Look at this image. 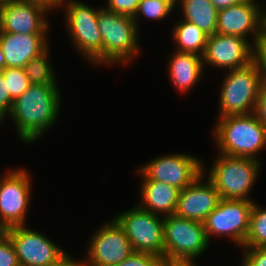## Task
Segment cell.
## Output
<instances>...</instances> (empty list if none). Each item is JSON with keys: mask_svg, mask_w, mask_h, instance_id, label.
Wrapping results in <instances>:
<instances>
[{"mask_svg": "<svg viewBox=\"0 0 266 266\" xmlns=\"http://www.w3.org/2000/svg\"><path fill=\"white\" fill-rule=\"evenodd\" d=\"M169 61L168 73L173 86L180 92H187L197 84L203 73L202 56L194 53L174 51Z\"/></svg>", "mask_w": 266, "mask_h": 266, "instance_id": "ffe728a7", "label": "cell"}, {"mask_svg": "<svg viewBox=\"0 0 266 266\" xmlns=\"http://www.w3.org/2000/svg\"><path fill=\"white\" fill-rule=\"evenodd\" d=\"M214 7L219 11L225 8H228L232 5L239 4L246 0H210Z\"/></svg>", "mask_w": 266, "mask_h": 266, "instance_id": "8d00e7d4", "label": "cell"}, {"mask_svg": "<svg viewBox=\"0 0 266 266\" xmlns=\"http://www.w3.org/2000/svg\"><path fill=\"white\" fill-rule=\"evenodd\" d=\"M162 258L148 253L133 252L116 266H161Z\"/></svg>", "mask_w": 266, "mask_h": 266, "instance_id": "f1b7e54d", "label": "cell"}, {"mask_svg": "<svg viewBox=\"0 0 266 266\" xmlns=\"http://www.w3.org/2000/svg\"><path fill=\"white\" fill-rule=\"evenodd\" d=\"M213 133L219 153L227 156L259 160L266 146V125L256 113L219 117Z\"/></svg>", "mask_w": 266, "mask_h": 266, "instance_id": "7a4b0ae2", "label": "cell"}, {"mask_svg": "<svg viewBox=\"0 0 266 266\" xmlns=\"http://www.w3.org/2000/svg\"><path fill=\"white\" fill-rule=\"evenodd\" d=\"M0 266H20L15 247L4 231H0Z\"/></svg>", "mask_w": 266, "mask_h": 266, "instance_id": "4316f807", "label": "cell"}, {"mask_svg": "<svg viewBox=\"0 0 266 266\" xmlns=\"http://www.w3.org/2000/svg\"><path fill=\"white\" fill-rule=\"evenodd\" d=\"M260 161L218 154L209 173L222 199L251 200L248 195L259 172Z\"/></svg>", "mask_w": 266, "mask_h": 266, "instance_id": "277c9868", "label": "cell"}, {"mask_svg": "<svg viewBox=\"0 0 266 266\" xmlns=\"http://www.w3.org/2000/svg\"><path fill=\"white\" fill-rule=\"evenodd\" d=\"M47 266H83V262L78 260H73L70 255H67L66 252L61 255L55 262Z\"/></svg>", "mask_w": 266, "mask_h": 266, "instance_id": "836d02e7", "label": "cell"}, {"mask_svg": "<svg viewBox=\"0 0 266 266\" xmlns=\"http://www.w3.org/2000/svg\"><path fill=\"white\" fill-rule=\"evenodd\" d=\"M139 26L132 17L99 8L98 28L102 39V63L127 64L139 52Z\"/></svg>", "mask_w": 266, "mask_h": 266, "instance_id": "3957f363", "label": "cell"}, {"mask_svg": "<svg viewBox=\"0 0 266 266\" xmlns=\"http://www.w3.org/2000/svg\"><path fill=\"white\" fill-rule=\"evenodd\" d=\"M114 219L124 229L134 252L164 258V218L136 206Z\"/></svg>", "mask_w": 266, "mask_h": 266, "instance_id": "8992f818", "label": "cell"}, {"mask_svg": "<svg viewBox=\"0 0 266 266\" xmlns=\"http://www.w3.org/2000/svg\"><path fill=\"white\" fill-rule=\"evenodd\" d=\"M242 247H266V208L261 209L256 202L251 210L249 230Z\"/></svg>", "mask_w": 266, "mask_h": 266, "instance_id": "cb8c5ba5", "label": "cell"}, {"mask_svg": "<svg viewBox=\"0 0 266 266\" xmlns=\"http://www.w3.org/2000/svg\"><path fill=\"white\" fill-rule=\"evenodd\" d=\"M142 180L140 190L142 203L139 206L153 214L174 215L180 190L156 180Z\"/></svg>", "mask_w": 266, "mask_h": 266, "instance_id": "d6986e66", "label": "cell"}, {"mask_svg": "<svg viewBox=\"0 0 266 266\" xmlns=\"http://www.w3.org/2000/svg\"><path fill=\"white\" fill-rule=\"evenodd\" d=\"M255 113L266 125V86L264 85H261L260 87Z\"/></svg>", "mask_w": 266, "mask_h": 266, "instance_id": "d6a6232c", "label": "cell"}, {"mask_svg": "<svg viewBox=\"0 0 266 266\" xmlns=\"http://www.w3.org/2000/svg\"><path fill=\"white\" fill-rule=\"evenodd\" d=\"M184 19L195 24L206 34L217 33L218 10L210 0H179Z\"/></svg>", "mask_w": 266, "mask_h": 266, "instance_id": "44dd1931", "label": "cell"}, {"mask_svg": "<svg viewBox=\"0 0 266 266\" xmlns=\"http://www.w3.org/2000/svg\"><path fill=\"white\" fill-rule=\"evenodd\" d=\"M32 3L39 4L40 6L44 7L48 11L51 9L58 8L59 6L64 5V0H28Z\"/></svg>", "mask_w": 266, "mask_h": 266, "instance_id": "d590c367", "label": "cell"}, {"mask_svg": "<svg viewBox=\"0 0 266 266\" xmlns=\"http://www.w3.org/2000/svg\"><path fill=\"white\" fill-rule=\"evenodd\" d=\"M49 49L40 56L32 58L26 65L25 71L32 85H57L53 68L48 59Z\"/></svg>", "mask_w": 266, "mask_h": 266, "instance_id": "603a6c76", "label": "cell"}, {"mask_svg": "<svg viewBox=\"0 0 266 266\" xmlns=\"http://www.w3.org/2000/svg\"><path fill=\"white\" fill-rule=\"evenodd\" d=\"M4 232L15 247L20 266H47L65 253L43 234L25 225L10 227Z\"/></svg>", "mask_w": 266, "mask_h": 266, "instance_id": "5bb4252c", "label": "cell"}, {"mask_svg": "<svg viewBox=\"0 0 266 266\" xmlns=\"http://www.w3.org/2000/svg\"><path fill=\"white\" fill-rule=\"evenodd\" d=\"M173 8L174 7L168 1L140 0L135 15L132 18L137 26V18H139L140 13L147 18L159 20L169 15Z\"/></svg>", "mask_w": 266, "mask_h": 266, "instance_id": "484cf974", "label": "cell"}, {"mask_svg": "<svg viewBox=\"0 0 266 266\" xmlns=\"http://www.w3.org/2000/svg\"><path fill=\"white\" fill-rule=\"evenodd\" d=\"M220 90V117L231 115H247L255 113L261 78L254 62L249 65L228 70Z\"/></svg>", "mask_w": 266, "mask_h": 266, "instance_id": "5b68a950", "label": "cell"}, {"mask_svg": "<svg viewBox=\"0 0 266 266\" xmlns=\"http://www.w3.org/2000/svg\"><path fill=\"white\" fill-rule=\"evenodd\" d=\"M13 102L18 99L31 85L26 75L25 68H5L1 70Z\"/></svg>", "mask_w": 266, "mask_h": 266, "instance_id": "d4e9b609", "label": "cell"}, {"mask_svg": "<svg viewBox=\"0 0 266 266\" xmlns=\"http://www.w3.org/2000/svg\"><path fill=\"white\" fill-rule=\"evenodd\" d=\"M202 178L203 174L179 192L175 216L203 223L217 207L221 199L219 192L208 178L205 184Z\"/></svg>", "mask_w": 266, "mask_h": 266, "instance_id": "e0dca14e", "label": "cell"}, {"mask_svg": "<svg viewBox=\"0 0 266 266\" xmlns=\"http://www.w3.org/2000/svg\"><path fill=\"white\" fill-rule=\"evenodd\" d=\"M163 1H168L173 7H175L174 5L179 2L177 0H163Z\"/></svg>", "mask_w": 266, "mask_h": 266, "instance_id": "f35d334b", "label": "cell"}, {"mask_svg": "<svg viewBox=\"0 0 266 266\" xmlns=\"http://www.w3.org/2000/svg\"><path fill=\"white\" fill-rule=\"evenodd\" d=\"M47 12L28 0H1L0 33L46 34Z\"/></svg>", "mask_w": 266, "mask_h": 266, "instance_id": "9a60e30c", "label": "cell"}, {"mask_svg": "<svg viewBox=\"0 0 266 266\" xmlns=\"http://www.w3.org/2000/svg\"><path fill=\"white\" fill-rule=\"evenodd\" d=\"M30 175L24 169L0 177V231L25 224L31 197Z\"/></svg>", "mask_w": 266, "mask_h": 266, "instance_id": "30bf717a", "label": "cell"}, {"mask_svg": "<svg viewBox=\"0 0 266 266\" xmlns=\"http://www.w3.org/2000/svg\"><path fill=\"white\" fill-rule=\"evenodd\" d=\"M46 35L0 33L5 68H24L32 58L45 52L49 47Z\"/></svg>", "mask_w": 266, "mask_h": 266, "instance_id": "ac0fdd59", "label": "cell"}, {"mask_svg": "<svg viewBox=\"0 0 266 266\" xmlns=\"http://www.w3.org/2000/svg\"><path fill=\"white\" fill-rule=\"evenodd\" d=\"M69 1V2H68ZM64 0L68 31L76 48L92 64L102 63V39L98 28L99 9L80 1Z\"/></svg>", "mask_w": 266, "mask_h": 266, "instance_id": "ba28073f", "label": "cell"}, {"mask_svg": "<svg viewBox=\"0 0 266 266\" xmlns=\"http://www.w3.org/2000/svg\"><path fill=\"white\" fill-rule=\"evenodd\" d=\"M161 266H196L194 259H167L162 258Z\"/></svg>", "mask_w": 266, "mask_h": 266, "instance_id": "e575fe53", "label": "cell"}, {"mask_svg": "<svg viewBox=\"0 0 266 266\" xmlns=\"http://www.w3.org/2000/svg\"><path fill=\"white\" fill-rule=\"evenodd\" d=\"M253 62L257 65L261 84L266 86V34L253 45Z\"/></svg>", "mask_w": 266, "mask_h": 266, "instance_id": "83f0119b", "label": "cell"}, {"mask_svg": "<svg viewBox=\"0 0 266 266\" xmlns=\"http://www.w3.org/2000/svg\"><path fill=\"white\" fill-rule=\"evenodd\" d=\"M173 40L178 52L194 53L203 56L209 35L195 24L179 21L173 29Z\"/></svg>", "mask_w": 266, "mask_h": 266, "instance_id": "7402d4cb", "label": "cell"}, {"mask_svg": "<svg viewBox=\"0 0 266 266\" xmlns=\"http://www.w3.org/2000/svg\"><path fill=\"white\" fill-rule=\"evenodd\" d=\"M90 241L83 266H116L134 252L124 229L114 218L99 228Z\"/></svg>", "mask_w": 266, "mask_h": 266, "instance_id": "7c38bea8", "label": "cell"}, {"mask_svg": "<svg viewBox=\"0 0 266 266\" xmlns=\"http://www.w3.org/2000/svg\"><path fill=\"white\" fill-rule=\"evenodd\" d=\"M241 266H266V247L245 248Z\"/></svg>", "mask_w": 266, "mask_h": 266, "instance_id": "4dcf8cb0", "label": "cell"}, {"mask_svg": "<svg viewBox=\"0 0 266 266\" xmlns=\"http://www.w3.org/2000/svg\"><path fill=\"white\" fill-rule=\"evenodd\" d=\"M140 0H108L106 9L133 17Z\"/></svg>", "mask_w": 266, "mask_h": 266, "instance_id": "f546056e", "label": "cell"}, {"mask_svg": "<svg viewBox=\"0 0 266 266\" xmlns=\"http://www.w3.org/2000/svg\"><path fill=\"white\" fill-rule=\"evenodd\" d=\"M217 33L240 36L248 40L254 36L253 45L266 34V12L256 0H246L218 11Z\"/></svg>", "mask_w": 266, "mask_h": 266, "instance_id": "4fadbf2b", "label": "cell"}, {"mask_svg": "<svg viewBox=\"0 0 266 266\" xmlns=\"http://www.w3.org/2000/svg\"><path fill=\"white\" fill-rule=\"evenodd\" d=\"M164 258L196 259L209 245L202 222L180 218L175 215L164 217Z\"/></svg>", "mask_w": 266, "mask_h": 266, "instance_id": "52a82bcc", "label": "cell"}, {"mask_svg": "<svg viewBox=\"0 0 266 266\" xmlns=\"http://www.w3.org/2000/svg\"><path fill=\"white\" fill-rule=\"evenodd\" d=\"M253 205V201L221 198L203 222L208 240L212 235L228 236L242 247L248 234Z\"/></svg>", "mask_w": 266, "mask_h": 266, "instance_id": "9c48e42d", "label": "cell"}, {"mask_svg": "<svg viewBox=\"0 0 266 266\" xmlns=\"http://www.w3.org/2000/svg\"><path fill=\"white\" fill-rule=\"evenodd\" d=\"M240 36L215 33L208 37L202 56L206 62L217 68L239 69L253 62V45Z\"/></svg>", "mask_w": 266, "mask_h": 266, "instance_id": "2e32d148", "label": "cell"}, {"mask_svg": "<svg viewBox=\"0 0 266 266\" xmlns=\"http://www.w3.org/2000/svg\"><path fill=\"white\" fill-rule=\"evenodd\" d=\"M201 160L189 154L164 155L138 170L142 179H151L176 187L180 191L204 174Z\"/></svg>", "mask_w": 266, "mask_h": 266, "instance_id": "8fae6325", "label": "cell"}, {"mask_svg": "<svg viewBox=\"0 0 266 266\" xmlns=\"http://www.w3.org/2000/svg\"><path fill=\"white\" fill-rule=\"evenodd\" d=\"M60 90L57 85H30L13 102L9 116L15 122L17 134L25 143L39 139L59 115Z\"/></svg>", "mask_w": 266, "mask_h": 266, "instance_id": "6da1fadb", "label": "cell"}, {"mask_svg": "<svg viewBox=\"0 0 266 266\" xmlns=\"http://www.w3.org/2000/svg\"><path fill=\"white\" fill-rule=\"evenodd\" d=\"M5 69V56L3 55V50L0 45V71Z\"/></svg>", "mask_w": 266, "mask_h": 266, "instance_id": "74e56055", "label": "cell"}, {"mask_svg": "<svg viewBox=\"0 0 266 266\" xmlns=\"http://www.w3.org/2000/svg\"><path fill=\"white\" fill-rule=\"evenodd\" d=\"M11 111V96L7 87V81L0 71V121L4 120L6 114L9 115Z\"/></svg>", "mask_w": 266, "mask_h": 266, "instance_id": "1f68e13d", "label": "cell"}]
</instances>
